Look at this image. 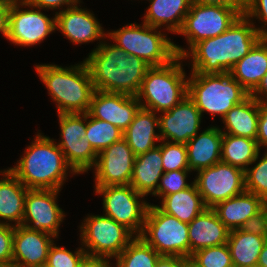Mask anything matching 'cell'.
<instances>
[{"mask_svg":"<svg viewBox=\"0 0 267 267\" xmlns=\"http://www.w3.org/2000/svg\"><path fill=\"white\" fill-rule=\"evenodd\" d=\"M156 29L143 22L142 26L129 24L117 31L108 32L107 35L115 41L118 48L128 55L141 58L151 67L167 65L177 56H190V52L171 42L161 32H156Z\"/></svg>","mask_w":267,"mask_h":267,"instance_id":"cell-5","label":"cell"},{"mask_svg":"<svg viewBox=\"0 0 267 267\" xmlns=\"http://www.w3.org/2000/svg\"><path fill=\"white\" fill-rule=\"evenodd\" d=\"M257 94H265L267 99V73L262 77V80L256 89L250 94V96L258 102H267V100L264 101L263 97L261 99V97H259Z\"/></svg>","mask_w":267,"mask_h":267,"instance_id":"cell-49","label":"cell"},{"mask_svg":"<svg viewBox=\"0 0 267 267\" xmlns=\"http://www.w3.org/2000/svg\"><path fill=\"white\" fill-rule=\"evenodd\" d=\"M2 175L4 178L0 180V218L9 222L16 221L15 226L22 225L28 188L9 169L4 170Z\"/></svg>","mask_w":267,"mask_h":267,"instance_id":"cell-27","label":"cell"},{"mask_svg":"<svg viewBox=\"0 0 267 267\" xmlns=\"http://www.w3.org/2000/svg\"><path fill=\"white\" fill-rule=\"evenodd\" d=\"M163 174L161 148L157 145L146 153L136 156L130 186L144 196L149 193L153 195Z\"/></svg>","mask_w":267,"mask_h":267,"instance_id":"cell-25","label":"cell"},{"mask_svg":"<svg viewBox=\"0 0 267 267\" xmlns=\"http://www.w3.org/2000/svg\"><path fill=\"white\" fill-rule=\"evenodd\" d=\"M108 259L86 256L78 267H112Z\"/></svg>","mask_w":267,"mask_h":267,"instance_id":"cell-48","label":"cell"},{"mask_svg":"<svg viewBox=\"0 0 267 267\" xmlns=\"http://www.w3.org/2000/svg\"><path fill=\"white\" fill-rule=\"evenodd\" d=\"M192 3L204 5H223L237 10L241 15L245 14L249 0H191Z\"/></svg>","mask_w":267,"mask_h":267,"instance_id":"cell-44","label":"cell"},{"mask_svg":"<svg viewBox=\"0 0 267 267\" xmlns=\"http://www.w3.org/2000/svg\"><path fill=\"white\" fill-rule=\"evenodd\" d=\"M0 267H7V266H6V265H4V264H1V263H0Z\"/></svg>","mask_w":267,"mask_h":267,"instance_id":"cell-55","label":"cell"},{"mask_svg":"<svg viewBox=\"0 0 267 267\" xmlns=\"http://www.w3.org/2000/svg\"><path fill=\"white\" fill-rule=\"evenodd\" d=\"M266 219H267V201H266ZM267 237V235H266Z\"/></svg>","mask_w":267,"mask_h":267,"instance_id":"cell-54","label":"cell"},{"mask_svg":"<svg viewBox=\"0 0 267 267\" xmlns=\"http://www.w3.org/2000/svg\"><path fill=\"white\" fill-rule=\"evenodd\" d=\"M50 237L56 238L23 225L14 226L12 267H32L47 262L53 244Z\"/></svg>","mask_w":267,"mask_h":267,"instance_id":"cell-19","label":"cell"},{"mask_svg":"<svg viewBox=\"0 0 267 267\" xmlns=\"http://www.w3.org/2000/svg\"><path fill=\"white\" fill-rule=\"evenodd\" d=\"M159 117L160 139L186 144L198 133L201 112L188 95L171 110L162 112Z\"/></svg>","mask_w":267,"mask_h":267,"instance_id":"cell-18","label":"cell"},{"mask_svg":"<svg viewBox=\"0 0 267 267\" xmlns=\"http://www.w3.org/2000/svg\"><path fill=\"white\" fill-rule=\"evenodd\" d=\"M227 132L224 134L255 139L258 133V101L250 95L241 103L236 104L222 118Z\"/></svg>","mask_w":267,"mask_h":267,"instance_id":"cell-29","label":"cell"},{"mask_svg":"<svg viewBox=\"0 0 267 267\" xmlns=\"http://www.w3.org/2000/svg\"><path fill=\"white\" fill-rule=\"evenodd\" d=\"M245 188L267 201V153L254 168L245 170Z\"/></svg>","mask_w":267,"mask_h":267,"instance_id":"cell-37","label":"cell"},{"mask_svg":"<svg viewBox=\"0 0 267 267\" xmlns=\"http://www.w3.org/2000/svg\"><path fill=\"white\" fill-rule=\"evenodd\" d=\"M21 1V3L22 2H24L25 0H0V3H4V4H7V5H14V4H17V3H19V2Z\"/></svg>","mask_w":267,"mask_h":267,"instance_id":"cell-51","label":"cell"},{"mask_svg":"<svg viewBox=\"0 0 267 267\" xmlns=\"http://www.w3.org/2000/svg\"><path fill=\"white\" fill-rule=\"evenodd\" d=\"M241 15L222 34L202 40L191 49L192 72L214 74L230 72L261 39L254 23Z\"/></svg>","mask_w":267,"mask_h":267,"instance_id":"cell-1","label":"cell"},{"mask_svg":"<svg viewBox=\"0 0 267 267\" xmlns=\"http://www.w3.org/2000/svg\"><path fill=\"white\" fill-rule=\"evenodd\" d=\"M229 73L251 94L267 73V39H260Z\"/></svg>","mask_w":267,"mask_h":267,"instance_id":"cell-24","label":"cell"},{"mask_svg":"<svg viewBox=\"0 0 267 267\" xmlns=\"http://www.w3.org/2000/svg\"><path fill=\"white\" fill-rule=\"evenodd\" d=\"M140 236L160 255L190 257L188 223L163 212L156 205H149Z\"/></svg>","mask_w":267,"mask_h":267,"instance_id":"cell-8","label":"cell"},{"mask_svg":"<svg viewBox=\"0 0 267 267\" xmlns=\"http://www.w3.org/2000/svg\"><path fill=\"white\" fill-rule=\"evenodd\" d=\"M10 5L0 3V32L7 37Z\"/></svg>","mask_w":267,"mask_h":267,"instance_id":"cell-47","label":"cell"},{"mask_svg":"<svg viewBox=\"0 0 267 267\" xmlns=\"http://www.w3.org/2000/svg\"><path fill=\"white\" fill-rule=\"evenodd\" d=\"M189 263L184 257L160 255L155 267H188Z\"/></svg>","mask_w":267,"mask_h":267,"instance_id":"cell-46","label":"cell"},{"mask_svg":"<svg viewBox=\"0 0 267 267\" xmlns=\"http://www.w3.org/2000/svg\"><path fill=\"white\" fill-rule=\"evenodd\" d=\"M135 159L124 138L101 151L95 165L96 187L130 185Z\"/></svg>","mask_w":267,"mask_h":267,"instance_id":"cell-15","label":"cell"},{"mask_svg":"<svg viewBox=\"0 0 267 267\" xmlns=\"http://www.w3.org/2000/svg\"><path fill=\"white\" fill-rule=\"evenodd\" d=\"M14 225L0 222V263L12 267Z\"/></svg>","mask_w":267,"mask_h":267,"instance_id":"cell-40","label":"cell"},{"mask_svg":"<svg viewBox=\"0 0 267 267\" xmlns=\"http://www.w3.org/2000/svg\"><path fill=\"white\" fill-rule=\"evenodd\" d=\"M79 0H25L22 2V6H28V7H36L39 9L42 8H49V9H56L58 7H61L64 4L71 6L76 5Z\"/></svg>","mask_w":267,"mask_h":267,"instance_id":"cell-45","label":"cell"},{"mask_svg":"<svg viewBox=\"0 0 267 267\" xmlns=\"http://www.w3.org/2000/svg\"><path fill=\"white\" fill-rule=\"evenodd\" d=\"M116 257V267H155L160 254L141 236H133Z\"/></svg>","mask_w":267,"mask_h":267,"instance_id":"cell-33","label":"cell"},{"mask_svg":"<svg viewBox=\"0 0 267 267\" xmlns=\"http://www.w3.org/2000/svg\"><path fill=\"white\" fill-rule=\"evenodd\" d=\"M81 238L89 257H117L132 240L133 233L108 216H89L81 226Z\"/></svg>","mask_w":267,"mask_h":267,"instance_id":"cell-9","label":"cell"},{"mask_svg":"<svg viewBox=\"0 0 267 267\" xmlns=\"http://www.w3.org/2000/svg\"><path fill=\"white\" fill-rule=\"evenodd\" d=\"M229 233L213 208L204 209L188 224L190 256L200 249L226 244Z\"/></svg>","mask_w":267,"mask_h":267,"instance_id":"cell-21","label":"cell"},{"mask_svg":"<svg viewBox=\"0 0 267 267\" xmlns=\"http://www.w3.org/2000/svg\"><path fill=\"white\" fill-rule=\"evenodd\" d=\"M58 117L62 139L58 146L72 173H84L92 166L95 167L98 154L85 137L87 113H63L58 114Z\"/></svg>","mask_w":267,"mask_h":267,"instance_id":"cell-10","label":"cell"},{"mask_svg":"<svg viewBox=\"0 0 267 267\" xmlns=\"http://www.w3.org/2000/svg\"><path fill=\"white\" fill-rule=\"evenodd\" d=\"M32 267H51V266L47 262H45V263H41V264H38Z\"/></svg>","mask_w":267,"mask_h":267,"instance_id":"cell-52","label":"cell"},{"mask_svg":"<svg viewBox=\"0 0 267 267\" xmlns=\"http://www.w3.org/2000/svg\"><path fill=\"white\" fill-rule=\"evenodd\" d=\"M250 94L229 72L200 74L192 72L188 79V97L201 114L210 112L223 118L236 104L244 101Z\"/></svg>","mask_w":267,"mask_h":267,"instance_id":"cell-6","label":"cell"},{"mask_svg":"<svg viewBox=\"0 0 267 267\" xmlns=\"http://www.w3.org/2000/svg\"><path fill=\"white\" fill-rule=\"evenodd\" d=\"M267 237L247 233L241 229L231 230L227 245L233 267H247L258 263L259 255Z\"/></svg>","mask_w":267,"mask_h":267,"instance_id":"cell-31","label":"cell"},{"mask_svg":"<svg viewBox=\"0 0 267 267\" xmlns=\"http://www.w3.org/2000/svg\"><path fill=\"white\" fill-rule=\"evenodd\" d=\"M258 133H257V143L260 146H267V102H258Z\"/></svg>","mask_w":267,"mask_h":267,"instance_id":"cell-43","label":"cell"},{"mask_svg":"<svg viewBox=\"0 0 267 267\" xmlns=\"http://www.w3.org/2000/svg\"><path fill=\"white\" fill-rule=\"evenodd\" d=\"M96 90L136 96L151 66L115 44L101 43L84 61Z\"/></svg>","mask_w":267,"mask_h":267,"instance_id":"cell-2","label":"cell"},{"mask_svg":"<svg viewBox=\"0 0 267 267\" xmlns=\"http://www.w3.org/2000/svg\"><path fill=\"white\" fill-rule=\"evenodd\" d=\"M247 267H261L260 265L256 264V265H252V266H247Z\"/></svg>","mask_w":267,"mask_h":267,"instance_id":"cell-53","label":"cell"},{"mask_svg":"<svg viewBox=\"0 0 267 267\" xmlns=\"http://www.w3.org/2000/svg\"><path fill=\"white\" fill-rule=\"evenodd\" d=\"M190 170H176L170 172H164L161 177V183H159L157 191L153 194L164 197L173 193H177L191 186L186 183V175Z\"/></svg>","mask_w":267,"mask_h":267,"instance_id":"cell-39","label":"cell"},{"mask_svg":"<svg viewBox=\"0 0 267 267\" xmlns=\"http://www.w3.org/2000/svg\"><path fill=\"white\" fill-rule=\"evenodd\" d=\"M189 262L192 267H233L227 243L200 249L191 254Z\"/></svg>","mask_w":267,"mask_h":267,"instance_id":"cell-35","label":"cell"},{"mask_svg":"<svg viewBox=\"0 0 267 267\" xmlns=\"http://www.w3.org/2000/svg\"><path fill=\"white\" fill-rule=\"evenodd\" d=\"M240 16L237 10L227 6L191 3L177 34L186 36L191 49L196 43L225 32Z\"/></svg>","mask_w":267,"mask_h":267,"instance_id":"cell-11","label":"cell"},{"mask_svg":"<svg viewBox=\"0 0 267 267\" xmlns=\"http://www.w3.org/2000/svg\"><path fill=\"white\" fill-rule=\"evenodd\" d=\"M222 136L221 129L210 127L191 138L186 143L188 170L200 171L220 162Z\"/></svg>","mask_w":267,"mask_h":267,"instance_id":"cell-22","label":"cell"},{"mask_svg":"<svg viewBox=\"0 0 267 267\" xmlns=\"http://www.w3.org/2000/svg\"><path fill=\"white\" fill-rule=\"evenodd\" d=\"M96 193L103 194L105 216L124 225L133 234L140 236L149 208V203L138 201L143 194L130 185L95 187Z\"/></svg>","mask_w":267,"mask_h":267,"instance_id":"cell-12","label":"cell"},{"mask_svg":"<svg viewBox=\"0 0 267 267\" xmlns=\"http://www.w3.org/2000/svg\"><path fill=\"white\" fill-rule=\"evenodd\" d=\"M194 183L206 208L246 191L245 171L222 161L198 171Z\"/></svg>","mask_w":267,"mask_h":267,"instance_id":"cell-13","label":"cell"},{"mask_svg":"<svg viewBox=\"0 0 267 267\" xmlns=\"http://www.w3.org/2000/svg\"><path fill=\"white\" fill-rule=\"evenodd\" d=\"M158 146L161 148L164 172L188 170L186 144L164 141Z\"/></svg>","mask_w":267,"mask_h":267,"instance_id":"cell-36","label":"cell"},{"mask_svg":"<svg viewBox=\"0 0 267 267\" xmlns=\"http://www.w3.org/2000/svg\"><path fill=\"white\" fill-rule=\"evenodd\" d=\"M86 256L84 248L78 249L73 254L63 247H57L53 243L48 252L47 263L51 267H78Z\"/></svg>","mask_w":267,"mask_h":267,"instance_id":"cell-38","label":"cell"},{"mask_svg":"<svg viewBox=\"0 0 267 267\" xmlns=\"http://www.w3.org/2000/svg\"><path fill=\"white\" fill-rule=\"evenodd\" d=\"M155 114V112L141 107L132 123L124 131L123 138L135 156L155 148V140H161L160 135L156 134L154 130L155 127L159 128V118Z\"/></svg>","mask_w":267,"mask_h":267,"instance_id":"cell-26","label":"cell"},{"mask_svg":"<svg viewBox=\"0 0 267 267\" xmlns=\"http://www.w3.org/2000/svg\"><path fill=\"white\" fill-rule=\"evenodd\" d=\"M20 2L10 7L7 39L13 44L31 46L56 30V18L50 19L38 9L21 10Z\"/></svg>","mask_w":267,"mask_h":267,"instance_id":"cell-16","label":"cell"},{"mask_svg":"<svg viewBox=\"0 0 267 267\" xmlns=\"http://www.w3.org/2000/svg\"><path fill=\"white\" fill-rule=\"evenodd\" d=\"M35 137L18 165L9 170L28 189L60 190L70 166L54 140L40 133Z\"/></svg>","mask_w":267,"mask_h":267,"instance_id":"cell-3","label":"cell"},{"mask_svg":"<svg viewBox=\"0 0 267 267\" xmlns=\"http://www.w3.org/2000/svg\"><path fill=\"white\" fill-rule=\"evenodd\" d=\"M257 264L261 267H267V241L263 245Z\"/></svg>","mask_w":267,"mask_h":267,"instance_id":"cell-50","label":"cell"},{"mask_svg":"<svg viewBox=\"0 0 267 267\" xmlns=\"http://www.w3.org/2000/svg\"><path fill=\"white\" fill-rule=\"evenodd\" d=\"M158 207L163 212L175 216L181 222L188 224L206 209L194 182L184 190L164 196L162 198V206Z\"/></svg>","mask_w":267,"mask_h":267,"instance_id":"cell-30","label":"cell"},{"mask_svg":"<svg viewBox=\"0 0 267 267\" xmlns=\"http://www.w3.org/2000/svg\"><path fill=\"white\" fill-rule=\"evenodd\" d=\"M257 140L224 134L222 136L221 161L245 171L259 157ZM247 166V167H246Z\"/></svg>","mask_w":267,"mask_h":267,"instance_id":"cell-32","label":"cell"},{"mask_svg":"<svg viewBox=\"0 0 267 267\" xmlns=\"http://www.w3.org/2000/svg\"><path fill=\"white\" fill-rule=\"evenodd\" d=\"M58 192L59 190L51 189H28L22 225L32 231L50 233L57 237L58 227L64 217V212L56 204ZM28 221L33 225H30Z\"/></svg>","mask_w":267,"mask_h":267,"instance_id":"cell-14","label":"cell"},{"mask_svg":"<svg viewBox=\"0 0 267 267\" xmlns=\"http://www.w3.org/2000/svg\"><path fill=\"white\" fill-rule=\"evenodd\" d=\"M242 231L258 236L267 235L266 202L261 211L250 217L240 228Z\"/></svg>","mask_w":267,"mask_h":267,"instance_id":"cell-42","label":"cell"},{"mask_svg":"<svg viewBox=\"0 0 267 267\" xmlns=\"http://www.w3.org/2000/svg\"><path fill=\"white\" fill-rule=\"evenodd\" d=\"M55 18L56 28L73 43H87L106 36L93 14L78 8L77 4L56 12Z\"/></svg>","mask_w":267,"mask_h":267,"instance_id":"cell-20","label":"cell"},{"mask_svg":"<svg viewBox=\"0 0 267 267\" xmlns=\"http://www.w3.org/2000/svg\"><path fill=\"white\" fill-rule=\"evenodd\" d=\"M181 59L185 58L177 56L169 64L147 71L136 95L142 108L153 112L169 111L188 95V79L185 80ZM142 97L146 104L141 102Z\"/></svg>","mask_w":267,"mask_h":267,"instance_id":"cell-7","label":"cell"},{"mask_svg":"<svg viewBox=\"0 0 267 267\" xmlns=\"http://www.w3.org/2000/svg\"><path fill=\"white\" fill-rule=\"evenodd\" d=\"M36 71L57 102L58 114L88 112L95 88L85 62L71 68L40 64Z\"/></svg>","mask_w":267,"mask_h":267,"instance_id":"cell-4","label":"cell"},{"mask_svg":"<svg viewBox=\"0 0 267 267\" xmlns=\"http://www.w3.org/2000/svg\"><path fill=\"white\" fill-rule=\"evenodd\" d=\"M140 108V101L136 96L95 89L87 113L93 118L115 125L124 132Z\"/></svg>","mask_w":267,"mask_h":267,"instance_id":"cell-17","label":"cell"},{"mask_svg":"<svg viewBox=\"0 0 267 267\" xmlns=\"http://www.w3.org/2000/svg\"><path fill=\"white\" fill-rule=\"evenodd\" d=\"M151 4L144 17V23L159 28L168 24L167 30L178 33L189 12L191 0H150Z\"/></svg>","mask_w":267,"mask_h":267,"instance_id":"cell-28","label":"cell"},{"mask_svg":"<svg viewBox=\"0 0 267 267\" xmlns=\"http://www.w3.org/2000/svg\"><path fill=\"white\" fill-rule=\"evenodd\" d=\"M87 118L90 120L87 122L85 137L97 154L123 138L124 132L115 125L93 118L88 113Z\"/></svg>","mask_w":267,"mask_h":267,"instance_id":"cell-34","label":"cell"},{"mask_svg":"<svg viewBox=\"0 0 267 267\" xmlns=\"http://www.w3.org/2000/svg\"><path fill=\"white\" fill-rule=\"evenodd\" d=\"M247 18L257 17L265 27L267 25V0H249L248 7L244 14ZM261 39H267V30L256 28Z\"/></svg>","mask_w":267,"mask_h":267,"instance_id":"cell-41","label":"cell"},{"mask_svg":"<svg viewBox=\"0 0 267 267\" xmlns=\"http://www.w3.org/2000/svg\"><path fill=\"white\" fill-rule=\"evenodd\" d=\"M265 201L250 192H243L237 196L218 203L213 209L223 224L231 231L240 229L250 218L261 211Z\"/></svg>","mask_w":267,"mask_h":267,"instance_id":"cell-23","label":"cell"}]
</instances>
